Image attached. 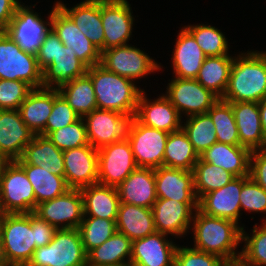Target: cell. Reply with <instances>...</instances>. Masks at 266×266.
<instances>
[{
    "mask_svg": "<svg viewBox=\"0 0 266 266\" xmlns=\"http://www.w3.org/2000/svg\"><path fill=\"white\" fill-rule=\"evenodd\" d=\"M34 213L56 229L78 228L84 217L82 193L80 189H69L59 197L38 204Z\"/></svg>",
    "mask_w": 266,
    "mask_h": 266,
    "instance_id": "cell-14",
    "label": "cell"
},
{
    "mask_svg": "<svg viewBox=\"0 0 266 266\" xmlns=\"http://www.w3.org/2000/svg\"><path fill=\"white\" fill-rule=\"evenodd\" d=\"M249 177H236L222 188L205 194L198 201V209L208 216L232 220L238 224L241 214L239 197L242 185Z\"/></svg>",
    "mask_w": 266,
    "mask_h": 266,
    "instance_id": "cell-19",
    "label": "cell"
},
{
    "mask_svg": "<svg viewBox=\"0 0 266 266\" xmlns=\"http://www.w3.org/2000/svg\"><path fill=\"white\" fill-rule=\"evenodd\" d=\"M120 203L152 208L157 200L155 169L137 167L118 187Z\"/></svg>",
    "mask_w": 266,
    "mask_h": 266,
    "instance_id": "cell-26",
    "label": "cell"
},
{
    "mask_svg": "<svg viewBox=\"0 0 266 266\" xmlns=\"http://www.w3.org/2000/svg\"><path fill=\"white\" fill-rule=\"evenodd\" d=\"M138 166L128 140L98 149V183L118 187Z\"/></svg>",
    "mask_w": 266,
    "mask_h": 266,
    "instance_id": "cell-11",
    "label": "cell"
},
{
    "mask_svg": "<svg viewBox=\"0 0 266 266\" xmlns=\"http://www.w3.org/2000/svg\"><path fill=\"white\" fill-rule=\"evenodd\" d=\"M240 145L250 151L266 148L258 102H230Z\"/></svg>",
    "mask_w": 266,
    "mask_h": 266,
    "instance_id": "cell-27",
    "label": "cell"
},
{
    "mask_svg": "<svg viewBox=\"0 0 266 266\" xmlns=\"http://www.w3.org/2000/svg\"><path fill=\"white\" fill-rule=\"evenodd\" d=\"M88 67L56 35V52L52 63L42 71V87L58 89L87 74Z\"/></svg>",
    "mask_w": 266,
    "mask_h": 266,
    "instance_id": "cell-21",
    "label": "cell"
},
{
    "mask_svg": "<svg viewBox=\"0 0 266 266\" xmlns=\"http://www.w3.org/2000/svg\"><path fill=\"white\" fill-rule=\"evenodd\" d=\"M168 135L166 131L147 127L135 119L128 141L136 165L153 169L163 166Z\"/></svg>",
    "mask_w": 266,
    "mask_h": 266,
    "instance_id": "cell-13",
    "label": "cell"
},
{
    "mask_svg": "<svg viewBox=\"0 0 266 266\" xmlns=\"http://www.w3.org/2000/svg\"><path fill=\"white\" fill-rule=\"evenodd\" d=\"M172 53V68L175 77L196 79L206 56L185 27L178 33Z\"/></svg>",
    "mask_w": 266,
    "mask_h": 266,
    "instance_id": "cell-28",
    "label": "cell"
},
{
    "mask_svg": "<svg viewBox=\"0 0 266 266\" xmlns=\"http://www.w3.org/2000/svg\"><path fill=\"white\" fill-rule=\"evenodd\" d=\"M0 79L42 87V70L36 55L23 51L4 31H0Z\"/></svg>",
    "mask_w": 266,
    "mask_h": 266,
    "instance_id": "cell-6",
    "label": "cell"
},
{
    "mask_svg": "<svg viewBox=\"0 0 266 266\" xmlns=\"http://www.w3.org/2000/svg\"><path fill=\"white\" fill-rule=\"evenodd\" d=\"M26 266H87L78 228L57 229L52 241L37 248Z\"/></svg>",
    "mask_w": 266,
    "mask_h": 266,
    "instance_id": "cell-4",
    "label": "cell"
},
{
    "mask_svg": "<svg viewBox=\"0 0 266 266\" xmlns=\"http://www.w3.org/2000/svg\"><path fill=\"white\" fill-rule=\"evenodd\" d=\"M64 177L70 189L98 183V149L90 144L63 151Z\"/></svg>",
    "mask_w": 266,
    "mask_h": 266,
    "instance_id": "cell-18",
    "label": "cell"
},
{
    "mask_svg": "<svg viewBox=\"0 0 266 266\" xmlns=\"http://www.w3.org/2000/svg\"><path fill=\"white\" fill-rule=\"evenodd\" d=\"M0 195L8 214L32 213L36 209L32 184L16 161H9L2 171Z\"/></svg>",
    "mask_w": 266,
    "mask_h": 266,
    "instance_id": "cell-9",
    "label": "cell"
},
{
    "mask_svg": "<svg viewBox=\"0 0 266 266\" xmlns=\"http://www.w3.org/2000/svg\"><path fill=\"white\" fill-rule=\"evenodd\" d=\"M47 137L62 151L89 144L86 126L82 117L68 126L50 132Z\"/></svg>",
    "mask_w": 266,
    "mask_h": 266,
    "instance_id": "cell-45",
    "label": "cell"
},
{
    "mask_svg": "<svg viewBox=\"0 0 266 266\" xmlns=\"http://www.w3.org/2000/svg\"><path fill=\"white\" fill-rule=\"evenodd\" d=\"M34 135L22 120L18 109L0 110V153L7 160L20 159Z\"/></svg>",
    "mask_w": 266,
    "mask_h": 266,
    "instance_id": "cell-23",
    "label": "cell"
},
{
    "mask_svg": "<svg viewBox=\"0 0 266 266\" xmlns=\"http://www.w3.org/2000/svg\"><path fill=\"white\" fill-rule=\"evenodd\" d=\"M166 89L164 95L175 106L180 116L207 113L219 100L216 94L204 88L196 79L174 77Z\"/></svg>",
    "mask_w": 266,
    "mask_h": 266,
    "instance_id": "cell-12",
    "label": "cell"
},
{
    "mask_svg": "<svg viewBox=\"0 0 266 266\" xmlns=\"http://www.w3.org/2000/svg\"><path fill=\"white\" fill-rule=\"evenodd\" d=\"M57 6L77 25L100 51H104V29L101 21V0H84L72 8L57 1Z\"/></svg>",
    "mask_w": 266,
    "mask_h": 266,
    "instance_id": "cell-25",
    "label": "cell"
},
{
    "mask_svg": "<svg viewBox=\"0 0 266 266\" xmlns=\"http://www.w3.org/2000/svg\"><path fill=\"white\" fill-rule=\"evenodd\" d=\"M251 151L241 145L216 142L199 157L232 173L235 177L249 176Z\"/></svg>",
    "mask_w": 266,
    "mask_h": 266,
    "instance_id": "cell-30",
    "label": "cell"
},
{
    "mask_svg": "<svg viewBox=\"0 0 266 266\" xmlns=\"http://www.w3.org/2000/svg\"><path fill=\"white\" fill-rule=\"evenodd\" d=\"M207 113L215 125L217 142L240 145L238 129L230 102L219 98Z\"/></svg>",
    "mask_w": 266,
    "mask_h": 266,
    "instance_id": "cell-41",
    "label": "cell"
},
{
    "mask_svg": "<svg viewBox=\"0 0 266 266\" xmlns=\"http://www.w3.org/2000/svg\"><path fill=\"white\" fill-rule=\"evenodd\" d=\"M220 266H249L241 258L224 261Z\"/></svg>",
    "mask_w": 266,
    "mask_h": 266,
    "instance_id": "cell-55",
    "label": "cell"
},
{
    "mask_svg": "<svg viewBox=\"0 0 266 266\" xmlns=\"http://www.w3.org/2000/svg\"><path fill=\"white\" fill-rule=\"evenodd\" d=\"M198 159V154L182 129L169 133L165 146L164 167L193 171Z\"/></svg>",
    "mask_w": 266,
    "mask_h": 266,
    "instance_id": "cell-37",
    "label": "cell"
},
{
    "mask_svg": "<svg viewBox=\"0 0 266 266\" xmlns=\"http://www.w3.org/2000/svg\"><path fill=\"white\" fill-rule=\"evenodd\" d=\"M79 118L80 116L59 94L58 90L54 89V104L52 112L46 121L45 136L52 131L74 123Z\"/></svg>",
    "mask_w": 266,
    "mask_h": 266,
    "instance_id": "cell-47",
    "label": "cell"
},
{
    "mask_svg": "<svg viewBox=\"0 0 266 266\" xmlns=\"http://www.w3.org/2000/svg\"><path fill=\"white\" fill-rule=\"evenodd\" d=\"M157 198L183 203H198L194 191L193 172L161 166L155 169Z\"/></svg>",
    "mask_w": 266,
    "mask_h": 266,
    "instance_id": "cell-24",
    "label": "cell"
},
{
    "mask_svg": "<svg viewBox=\"0 0 266 266\" xmlns=\"http://www.w3.org/2000/svg\"><path fill=\"white\" fill-rule=\"evenodd\" d=\"M194 191L198 201L207 193L220 189L236 178L232 173L200 157L193 168Z\"/></svg>",
    "mask_w": 266,
    "mask_h": 266,
    "instance_id": "cell-39",
    "label": "cell"
},
{
    "mask_svg": "<svg viewBox=\"0 0 266 266\" xmlns=\"http://www.w3.org/2000/svg\"><path fill=\"white\" fill-rule=\"evenodd\" d=\"M86 126L89 144L100 149L111 143L128 140L136 114L96 108L82 117Z\"/></svg>",
    "mask_w": 266,
    "mask_h": 266,
    "instance_id": "cell-7",
    "label": "cell"
},
{
    "mask_svg": "<svg viewBox=\"0 0 266 266\" xmlns=\"http://www.w3.org/2000/svg\"><path fill=\"white\" fill-rule=\"evenodd\" d=\"M57 90L80 117L97 108L92 80L87 74L71 80Z\"/></svg>",
    "mask_w": 266,
    "mask_h": 266,
    "instance_id": "cell-38",
    "label": "cell"
},
{
    "mask_svg": "<svg viewBox=\"0 0 266 266\" xmlns=\"http://www.w3.org/2000/svg\"><path fill=\"white\" fill-rule=\"evenodd\" d=\"M51 28L65 46L74 49L77 58L88 68L100 64L101 52L56 3L52 8Z\"/></svg>",
    "mask_w": 266,
    "mask_h": 266,
    "instance_id": "cell-17",
    "label": "cell"
},
{
    "mask_svg": "<svg viewBox=\"0 0 266 266\" xmlns=\"http://www.w3.org/2000/svg\"><path fill=\"white\" fill-rule=\"evenodd\" d=\"M0 237L7 263L26 266L36 250L31 213L7 214L0 223Z\"/></svg>",
    "mask_w": 266,
    "mask_h": 266,
    "instance_id": "cell-5",
    "label": "cell"
},
{
    "mask_svg": "<svg viewBox=\"0 0 266 266\" xmlns=\"http://www.w3.org/2000/svg\"><path fill=\"white\" fill-rule=\"evenodd\" d=\"M185 28L193 35L206 57L229 55L227 38L215 26L199 24Z\"/></svg>",
    "mask_w": 266,
    "mask_h": 266,
    "instance_id": "cell-43",
    "label": "cell"
},
{
    "mask_svg": "<svg viewBox=\"0 0 266 266\" xmlns=\"http://www.w3.org/2000/svg\"><path fill=\"white\" fill-rule=\"evenodd\" d=\"M55 52L56 33L51 29L49 33L44 37V40L36 55L38 66L42 71L52 63L53 58H55Z\"/></svg>",
    "mask_w": 266,
    "mask_h": 266,
    "instance_id": "cell-52",
    "label": "cell"
},
{
    "mask_svg": "<svg viewBox=\"0 0 266 266\" xmlns=\"http://www.w3.org/2000/svg\"><path fill=\"white\" fill-rule=\"evenodd\" d=\"M127 0H101L104 50L127 45L135 18Z\"/></svg>",
    "mask_w": 266,
    "mask_h": 266,
    "instance_id": "cell-15",
    "label": "cell"
},
{
    "mask_svg": "<svg viewBox=\"0 0 266 266\" xmlns=\"http://www.w3.org/2000/svg\"><path fill=\"white\" fill-rule=\"evenodd\" d=\"M116 228L118 232L123 233L131 241L155 233L156 228L152 209L120 203Z\"/></svg>",
    "mask_w": 266,
    "mask_h": 266,
    "instance_id": "cell-32",
    "label": "cell"
},
{
    "mask_svg": "<svg viewBox=\"0 0 266 266\" xmlns=\"http://www.w3.org/2000/svg\"><path fill=\"white\" fill-rule=\"evenodd\" d=\"M223 262V259L214 254L178 245L174 266H220Z\"/></svg>",
    "mask_w": 266,
    "mask_h": 266,
    "instance_id": "cell-49",
    "label": "cell"
},
{
    "mask_svg": "<svg viewBox=\"0 0 266 266\" xmlns=\"http://www.w3.org/2000/svg\"><path fill=\"white\" fill-rule=\"evenodd\" d=\"M233 61L234 57L230 55L206 57L196 80L222 98L228 86Z\"/></svg>",
    "mask_w": 266,
    "mask_h": 266,
    "instance_id": "cell-36",
    "label": "cell"
},
{
    "mask_svg": "<svg viewBox=\"0 0 266 266\" xmlns=\"http://www.w3.org/2000/svg\"><path fill=\"white\" fill-rule=\"evenodd\" d=\"M156 232L177 238L187 235L191 229L194 212L198 203H183L172 199L157 198L152 206ZM179 236V237H178Z\"/></svg>",
    "mask_w": 266,
    "mask_h": 266,
    "instance_id": "cell-16",
    "label": "cell"
},
{
    "mask_svg": "<svg viewBox=\"0 0 266 266\" xmlns=\"http://www.w3.org/2000/svg\"><path fill=\"white\" fill-rule=\"evenodd\" d=\"M132 256V241L116 232L87 254V266H126Z\"/></svg>",
    "mask_w": 266,
    "mask_h": 266,
    "instance_id": "cell-35",
    "label": "cell"
},
{
    "mask_svg": "<svg viewBox=\"0 0 266 266\" xmlns=\"http://www.w3.org/2000/svg\"><path fill=\"white\" fill-rule=\"evenodd\" d=\"M181 129L189 138L195 152L200 156L217 142L215 125L208 113L186 117Z\"/></svg>",
    "mask_w": 266,
    "mask_h": 266,
    "instance_id": "cell-40",
    "label": "cell"
},
{
    "mask_svg": "<svg viewBox=\"0 0 266 266\" xmlns=\"http://www.w3.org/2000/svg\"><path fill=\"white\" fill-rule=\"evenodd\" d=\"M168 235L155 232L132 241V266H174L176 244Z\"/></svg>",
    "mask_w": 266,
    "mask_h": 266,
    "instance_id": "cell-20",
    "label": "cell"
},
{
    "mask_svg": "<svg viewBox=\"0 0 266 266\" xmlns=\"http://www.w3.org/2000/svg\"><path fill=\"white\" fill-rule=\"evenodd\" d=\"M194 249L214 254L224 261L240 258L242 226L232 220L212 217L197 209L193 216Z\"/></svg>",
    "mask_w": 266,
    "mask_h": 266,
    "instance_id": "cell-2",
    "label": "cell"
},
{
    "mask_svg": "<svg viewBox=\"0 0 266 266\" xmlns=\"http://www.w3.org/2000/svg\"><path fill=\"white\" fill-rule=\"evenodd\" d=\"M266 98V51H250L234 57L227 89V102H260Z\"/></svg>",
    "mask_w": 266,
    "mask_h": 266,
    "instance_id": "cell-1",
    "label": "cell"
},
{
    "mask_svg": "<svg viewBox=\"0 0 266 266\" xmlns=\"http://www.w3.org/2000/svg\"><path fill=\"white\" fill-rule=\"evenodd\" d=\"M48 20L34 13L32 6L19 4L10 23L3 30L25 52L37 55L44 37L52 29V11ZM49 27V28H48Z\"/></svg>",
    "mask_w": 266,
    "mask_h": 266,
    "instance_id": "cell-8",
    "label": "cell"
},
{
    "mask_svg": "<svg viewBox=\"0 0 266 266\" xmlns=\"http://www.w3.org/2000/svg\"><path fill=\"white\" fill-rule=\"evenodd\" d=\"M262 131L266 139V98L259 102Z\"/></svg>",
    "mask_w": 266,
    "mask_h": 266,
    "instance_id": "cell-54",
    "label": "cell"
},
{
    "mask_svg": "<svg viewBox=\"0 0 266 266\" xmlns=\"http://www.w3.org/2000/svg\"><path fill=\"white\" fill-rule=\"evenodd\" d=\"M0 265H10L7 263L6 257H5V253H4V248L2 245V240L0 237Z\"/></svg>",
    "mask_w": 266,
    "mask_h": 266,
    "instance_id": "cell-56",
    "label": "cell"
},
{
    "mask_svg": "<svg viewBox=\"0 0 266 266\" xmlns=\"http://www.w3.org/2000/svg\"><path fill=\"white\" fill-rule=\"evenodd\" d=\"M33 88L25 81L0 79V110H15Z\"/></svg>",
    "mask_w": 266,
    "mask_h": 266,
    "instance_id": "cell-46",
    "label": "cell"
},
{
    "mask_svg": "<svg viewBox=\"0 0 266 266\" xmlns=\"http://www.w3.org/2000/svg\"><path fill=\"white\" fill-rule=\"evenodd\" d=\"M7 211L4 208L3 201L1 199L0 195V223L4 220V218L7 216Z\"/></svg>",
    "mask_w": 266,
    "mask_h": 266,
    "instance_id": "cell-57",
    "label": "cell"
},
{
    "mask_svg": "<svg viewBox=\"0 0 266 266\" xmlns=\"http://www.w3.org/2000/svg\"><path fill=\"white\" fill-rule=\"evenodd\" d=\"M19 0H0V31H3L13 18Z\"/></svg>",
    "mask_w": 266,
    "mask_h": 266,
    "instance_id": "cell-53",
    "label": "cell"
},
{
    "mask_svg": "<svg viewBox=\"0 0 266 266\" xmlns=\"http://www.w3.org/2000/svg\"><path fill=\"white\" fill-rule=\"evenodd\" d=\"M87 75L92 80L98 109L136 114L143 90L136 87L135 81L110 72L100 64L88 68Z\"/></svg>",
    "mask_w": 266,
    "mask_h": 266,
    "instance_id": "cell-3",
    "label": "cell"
},
{
    "mask_svg": "<svg viewBox=\"0 0 266 266\" xmlns=\"http://www.w3.org/2000/svg\"><path fill=\"white\" fill-rule=\"evenodd\" d=\"M54 104L53 88H33L19 106V112L26 126L35 134L45 136L46 121Z\"/></svg>",
    "mask_w": 266,
    "mask_h": 266,
    "instance_id": "cell-29",
    "label": "cell"
},
{
    "mask_svg": "<svg viewBox=\"0 0 266 266\" xmlns=\"http://www.w3.org/2000/svg\"><path fill=\"white\" fill-rule=\"evenodd\" d=\"M261 227L255 224L252 237L248 236L242 227V248L240 258L249 266H266V219Z\"/></svg>",
    "mask_w": 266,
    "mask_h": 266,
    "instance_id": "cell-44",
    "label": "cell"
},
{
    "mask_svg": "<svg viewBox=\"0 0 266 266\" xmlns=\"http://www.w3.org/2000/svg\"><path fill=\"white\" fill-rule=\"evenodd\" d=\"M249 176L266 191V148L251 151Z\"/></svg>",
    "mask_w": 266,
    "mask_h": 266,
    "instance_id": "cell-50",
    "label": "cell"
},
{
    "mask_svg": "<svg viewBox=\"0 0 266 266\" xmlns=\"http://www.w3.org/2000/svg\"><path fill=\"white\" fill-rule=\"evenodd\" d=\"M16 162L24 169L31 182L37 205L65 194L70 188L64 176L52 174L49 169L40 166L25 164L21 159Z\"/></svg>",
    "mask_w": 266,
    "mask_h": 266,
    "instance_id": "cell-34",
    "label": "cell"
},
{
    "mask_svg": "<svg viewBox=\"0 0 266 266\" xmlns=\"http://www.w3.org/2000/svg\"><path fill=\"white\" fill-rule=\"evenodd\" d=\"M100 65L132 81L159 71L161 66L140 48L129 44L101 52Z\"/></svg>",
    "mask_w": 266,
    "mask_h": 266,
    "instance_id": "cell-10",
    "label": "cell"
},
{
    "mask_svg": "<svg viewBox=\"0 0 266 266\" xmlns=\"http://www.w3.org/2000/svg\"><path fill=\"white\" fill-rule=\"evenodd\" d=\"M31 227L35 231L36 249L48 245L57 230L54 226L42 220L34 212L31 213Z\"/></svg>",
    "mask_w": 266,
    "mask_h": 266,
    "instance_id": "cell-51",
    "label": "cell"
},
{
    "mask_svg": "<svg viewBox=\"0 0 266 266\" xmlns=\"http://www.w3.org/2000/svg\"><path fill=\"white\" fill-rule=\"evenodd\" d=\"M80 191L83 197L84 217L117 219L120 199L116 187L96 183Z\"/></svg>",
    "mask_w": 266,
    "mask_h": 266,
    "instance_id": "cell-31",
    "label": "cell"
},
{
    "mask_svg": "<svg viewBox=\"0 0 266 266\" xmlns=\"http://www.w3.org/2000/svg\"><path fill=\"white\" fill-rule=\"evenodd\" d=\"M239 198L244 211L266 213V191L251 177L243 183Z\"/></svg>",
    "mask_w": 266,
    "mask_h": 266,
    "instance_id": "cell-48",
    "label": "cell"
},
{
    "mask_svg": "<svg viewBox=\"0 0 266 266\" xmlns=\"http://www.w3.org/2000/svg\"><path fill=\"white\" fill-rule=\"evenodd\" d=\"M25 164L49 169L52 174L64 176L63 151L54 145L47 136L34 135L26 145L22 157Z\"/></svg>",
    "mask_w": 266,
    "mask_h": 266,
    "instance_id": "cell-33",
    "label": "cell"
},
{
    "mask_svg": "<svg viewBox=\"0 0 266 266\" xmlns=\"http://www.w3.org/2000/svg\"><path fill=\"white\" fill-rule=\"evenodd\" d=\"M146 96L144 90L138 100L136 119L140 123L168 133L181 130L183 117L164 94L154 101H149Z\"/></svg>",
    "mask_w": 266,
    "mask_h": 266,
    "instance_id": "cell-22",
    "label": "cell"
},
{
    "mask_svg": "<svg viewBox=\"0 0 266 266\" xmlns=\"http://www.w3.org/2000/svg\"><path fill=\"white\" fill-rule=\"evenodd\" d=\"M78 230L84 249L88 254L117 232L116 219L83 217Z\"/></svg>",
    "mask_w": 266,
    "mask_h": 266,
    "instance_id": "cell-42",
    "label": "cell"
},
{
    "mask_svg": "<svg viewBox=\"0 0 266 266\" xmlns=\"http://www.w3.org/2000/svg\"><path fill=\"white\" fill-rule=\"evenodd\" d=\"M9 162L1 153H0V176L2 174V171L5 167V165Z\"/></svg>",
    "mask_w": 266,
    "mask_h": 266,
    "instance_id": "cell-58",
    "label": "cell"
}]
</instances>
